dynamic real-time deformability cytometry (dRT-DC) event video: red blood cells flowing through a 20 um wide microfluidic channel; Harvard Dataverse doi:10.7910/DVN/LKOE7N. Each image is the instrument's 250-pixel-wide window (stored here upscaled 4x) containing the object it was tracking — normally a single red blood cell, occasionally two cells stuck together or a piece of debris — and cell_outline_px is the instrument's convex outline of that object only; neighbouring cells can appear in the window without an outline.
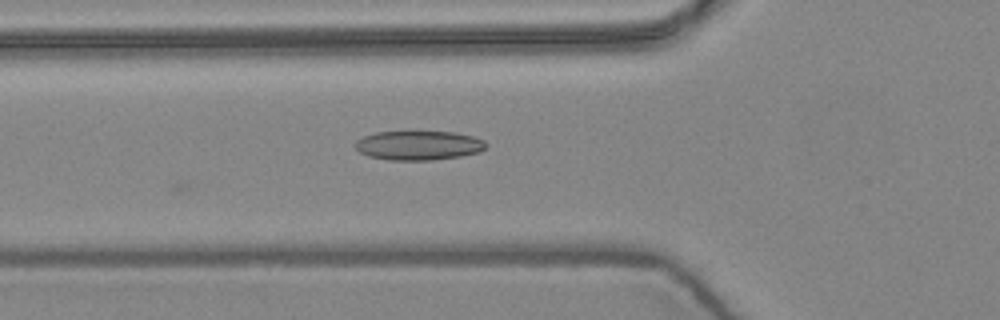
{"species": "common noctule bat (a hibernating species)", "species_latin": "Nyctalus noctula", "temperature_condition": "warm", "stored_images_in_passage": 2, "camera_frame_rate_fps": 3000, "um_per_image_px": 0.085, "animal": {"sex": "female", "body_mass_g": 24.6, "forearm_length_mm": 56.2}, "frame": {"image": 1, "passage_image": 2, "time_ms": 0.333, "image_size_px": [1000, 320], "cell_outline_px": [[488, 144], [480, 152], [460, 156], [432, 160], [388, 160], [368, 156], [360, 152], [356, 148], [356, 140], [364, 136], [376, 132], [452, 132], [472, 136], [484, 140]], "centroid_in_image_um": [35.58, 12.36], "position_along_channel_um": 90.2, "area_um2": 22.2}}